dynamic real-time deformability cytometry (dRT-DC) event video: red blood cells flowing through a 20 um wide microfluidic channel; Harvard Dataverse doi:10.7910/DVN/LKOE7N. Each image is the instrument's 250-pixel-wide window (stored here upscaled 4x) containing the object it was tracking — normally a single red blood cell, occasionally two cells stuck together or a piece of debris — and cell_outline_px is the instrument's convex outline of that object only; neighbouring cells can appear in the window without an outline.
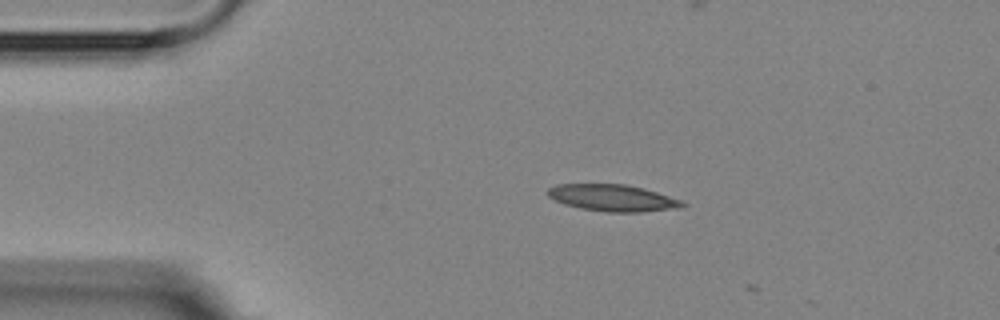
{"species": "Egyptian fruit bat (a non-hibernating species)", "species_latin": "Rousettus aegyptiacus", "temperature_condition": "room temperature", "stored_images_in_passage": 3, "camera_frame_rate_fps": 3000, "um_per_image_px": 0.085, "animal": {"sex": "female"}, "frame": {"image": 1, "passage_image": 1, "time_ms": 0.0, "image_size_px": [1000, 320], "cell_outline_px": [[688, 204], [676, 208], [640, 212], [608, 212], [580, 208], [564, 204], [548, 196], [548, 188], [556, 184], [624, 184], [644, 188], [680, 200]], "centroid_in_image_um": [52.05, 16.82], "position_along_channel_um": 32.9, "area_um2": 20.75}}